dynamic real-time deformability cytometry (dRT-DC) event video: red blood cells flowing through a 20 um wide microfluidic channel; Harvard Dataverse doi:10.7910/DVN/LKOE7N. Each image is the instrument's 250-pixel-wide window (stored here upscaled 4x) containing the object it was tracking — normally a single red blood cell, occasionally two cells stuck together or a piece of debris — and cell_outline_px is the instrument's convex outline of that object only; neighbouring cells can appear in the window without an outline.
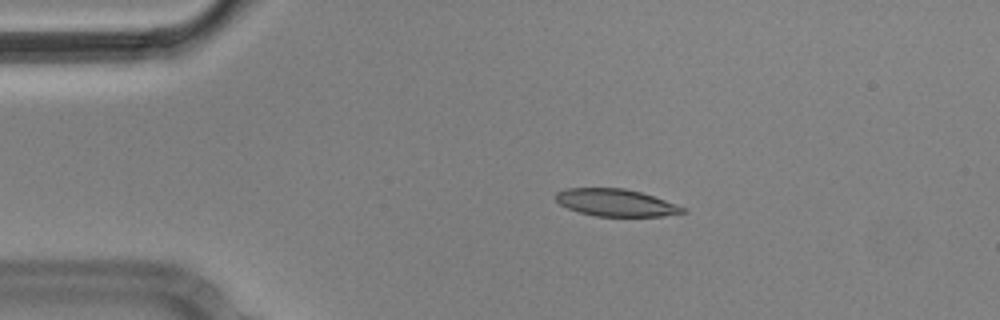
{"species": "Egyptian fruit bat (a non-hibernating species)", "species_latin": "Rousettus aegyptiacus", "temperature_condition": "cold", "stored_images_in_passage": 46, "camera_frame_rate_fps": 3000, "um_per_image_px": 0.085, "animal": {"sex": "male"}, "frame": {"image": 1, "passage_image": 1, "time_ms": 0.0, "image_size_px": [1000, 320], "cell_outline_px": [[688, 212], [664, 216], [596, 216], [580, 212], [568, 208], [560, 204], [556, 200], [556, 192], [568, 188], [624, 188], [640, 192], [676, 204], [684, 208]], "centroid_in_image_um": [52.35, 17.23], "position_along_channel_um": 32.7, "area_um2": 19.94}}
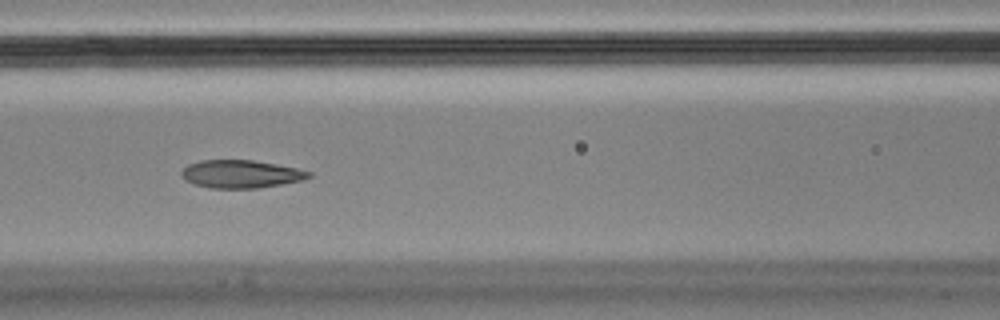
{"frame": {"image": 2, "passage_image": 14, "time_ms": 4.333, "image_size_px": [1000, 320], "cell_outline_px": [[312, 176], [300, 180], [260, 188], [208, 188], [196, 184], [180, 176], [180, 172], [188, 164], [200, 160], [252, 160], [276, 164], [296, 168], [312, 172]], "centroid_in_image_um": [20.46, 14.79], "position_along_channel_um": 146.1, "area_um2": 20.58}}
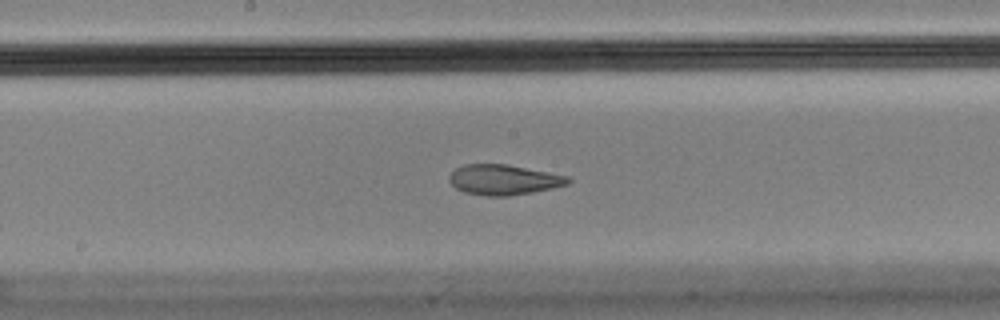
{"frame": {"image": 3, "passage_image": 19, "time_ms": 6.0, "image_size_px": [1000, 320], "cell_outline_px": [[572, 180], [568, 184], [552, 188], [532, 192], [508, 196], [484, 196], [464, 192], [456, 188], [448, 180], [448, 176], [456, 168], [464, 164], [508, 164], [572, 176]], "centroid_in_image_um": [42.84, 15.27], "position_along_channel_um": 205.4, "area_um2": 21.21}, "authors_computed_cell_mechanics": {"area_um2": 22.1085, "velocity_mm_per_s": 3.5618, "shape_relaxation_time_tau1_ms": null, "shape_relaxation_time_tau2_ms": 1.6958, "deformation_change_tau1": null, "deformation_change_tau2": 0.0727}}